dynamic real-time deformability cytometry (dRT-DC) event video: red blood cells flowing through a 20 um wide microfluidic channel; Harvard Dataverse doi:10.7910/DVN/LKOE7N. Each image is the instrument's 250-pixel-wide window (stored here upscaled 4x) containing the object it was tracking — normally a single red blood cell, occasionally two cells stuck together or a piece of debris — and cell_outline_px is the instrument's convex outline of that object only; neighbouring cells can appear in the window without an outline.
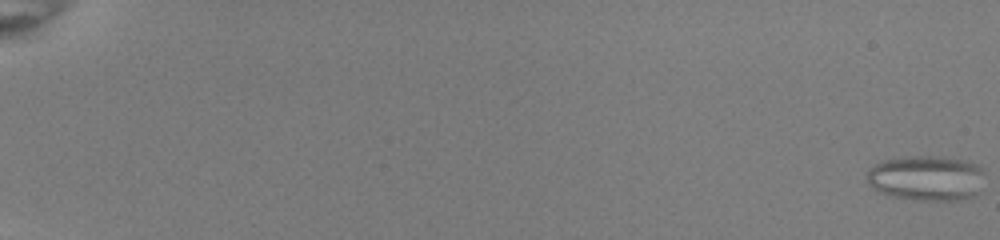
{"species": "common noctule bat (a hibernating species)", "species_latin": "Nyctalus noctula", "temperature_condition": "room temperature", "stored_images_in_passage": 54, "camera_frame_rate_fps": 3000, "um_per_image_px": 0.085, "animal": {"sex": "female", "body_mass_g": 22.0, "forearm_length_mm": 56.7}, "frame": {"image": 1, "passage_image": 1, "time_ms": 0.0, "image_size_px": [1000, 240], "cell_outline_px": [[984, 172], [980, 192], [976, 196], [960, 200], [920, 200], [892, 196], [880, 192], [868, 184], [868, 168], [884, 160], [904, 156], [932, 156], [964, 160], [976, 164]], "centroid_in_image_um": [78.77, 15.14], "position_along_channel_um": 6.2, "area_um2": 31.1}}
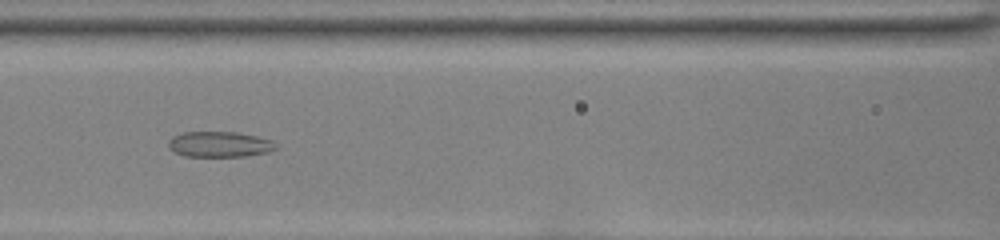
{"frame": {"image": 2, "passage_image": 28, "time_ms": 9.0, "image_size_px": [1000, 240], "cell_outline_px": [[276, 148], [268, 152], [244, 156], [184, 156], [168, 148], [168, 140], [172, 136], [184, 132], [236, 132], [256, 136], [272, 140], [276, 144]], "centroid_in_image_um": [18.64, 12.26], "position_along_channel_um": 148.0, "area_um2": 15.95}}
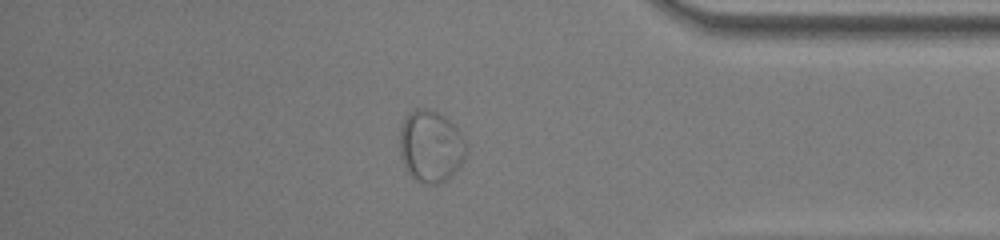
{"frame": {"image": 3, "passage_image": 48, "time_ms": 15.667, "image_size_px": [1000, 240], "cell_outline_px": [[468, 152], [464, 160], [440, 184], [424, 184], [416, 180], [408, 172], [404, 164], [400, 152], [400, 128], [408, 112], [416, 108], [428, 108], [444, 116], [460, 132], [468, 144]], "centroid_in_image_um": [36.62, 12.42], "position_along_channel_um": 398.6, "area_um2": 27.8}}